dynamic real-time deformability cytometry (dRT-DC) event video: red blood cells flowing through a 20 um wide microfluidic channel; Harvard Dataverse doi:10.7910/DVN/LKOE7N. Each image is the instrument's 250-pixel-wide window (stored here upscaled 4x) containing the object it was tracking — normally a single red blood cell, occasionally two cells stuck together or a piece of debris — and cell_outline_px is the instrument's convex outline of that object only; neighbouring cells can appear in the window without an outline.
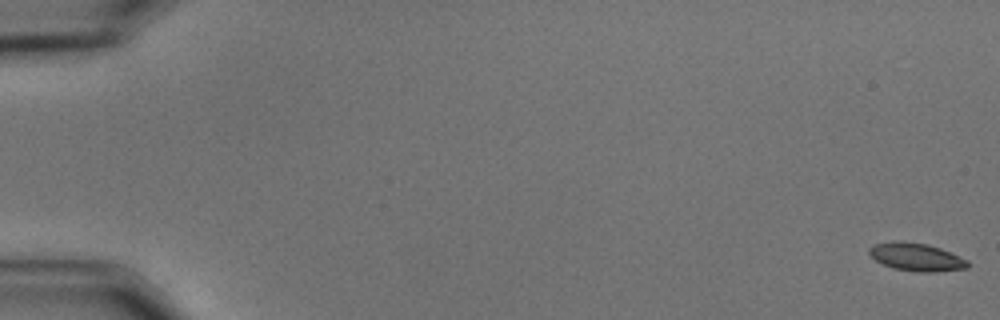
{"species": "common noctule bat (a hibernating species)", "species_latin": "Nyctalus noctula", "temperature_condition": "cold", "stored_images_in_passage": 58, "camera_frame_rate_fps": 3000, "um_per_image_px": 0.085, "animal": {"sex": "male", "body_mass_g": 15.6}, "frame": {"image": 1, "passage_image": 1, "time_ms": 0.0, "image_size_px": [1000, 320], "cell_outline_px": [[968, 268], [936, 272], [920, 272], [892, 268], [876, 260], [868, 252], [868, 248], [876, 244], [892, 240], [900, 240], [928, 244], [940, 248], [968, 260]], "centroid_in_image_um": [77.88, 21.83], "position_along_channel_um": 7.1, "area_um2": 16.07}}
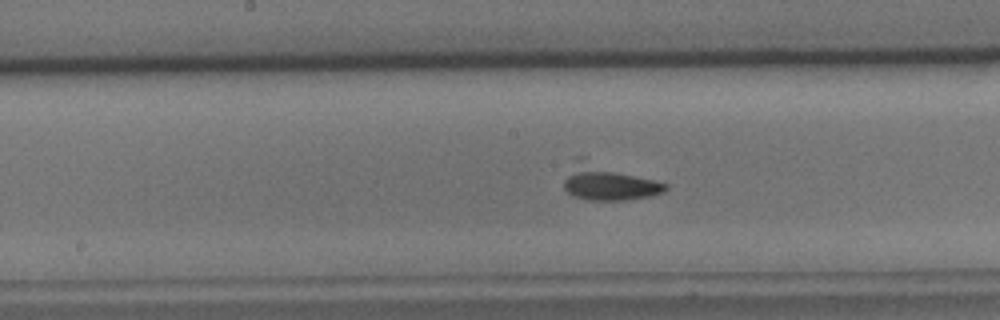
{"frame": {"image": 2, "passage_image": 31, "time_ms": 10.0, "image_size_px": [1000, 320], "cell_outline_px": [[668, 188], [664, 192], [652, 196], [624, 200], [588, 200], [572, 196], [564, 188], [564, 180], [572, 156], [584, 156], [668, 184]], "centroid_in_image_um": [51.64, 15.44], "position_along_channel_um": 196.6, "area_um2": 21.96}}
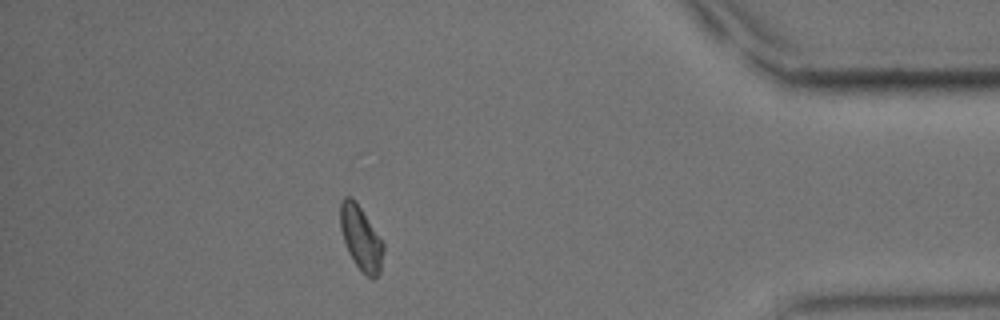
{"frame": {"image": 3, "passage_image": 52, "time_ms": 17.0, "image_size_px": [1000, 320], "cell_outline_px": [[384, 248], [380, 272], [372, 280], [356, 264], [348, 252], [340, 228], [340, 200], [344, 196], [352, 196], [356, 200], [384, 244]], "centroid_in_image_um": [30.66, 20.19], "position_along_channel_um": 404.5, "area_um2": 16.01}}